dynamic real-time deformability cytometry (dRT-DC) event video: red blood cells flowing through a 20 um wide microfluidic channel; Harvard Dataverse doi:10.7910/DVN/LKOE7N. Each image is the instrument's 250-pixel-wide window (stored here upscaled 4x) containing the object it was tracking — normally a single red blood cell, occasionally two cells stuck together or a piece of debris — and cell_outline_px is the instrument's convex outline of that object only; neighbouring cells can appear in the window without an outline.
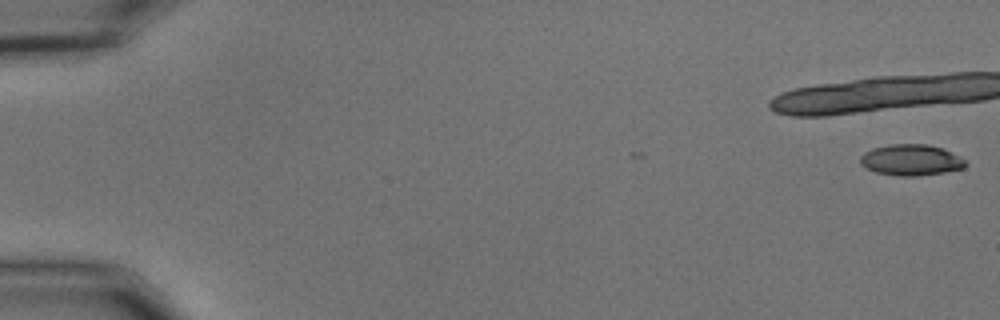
{"species": "common noctule bat (a hibernating species)", "species_latin": "Nyctalus noctula", "temperature_condition": "cold", "stored_images_in_passage": 21, "camera_frame_rate_fps": 3000, "um_per_image_px": 0.085, "animal": {"sex": "male", "body_mass_g": 15.6}, "frame": {"image": 1, "passage_image": 1, "time_ms": 0.0, "image_size_px": [1000, 320], "cell_outline_px": [[968, 164], [964, 168], [944, 172], [920, 176], [900, 176], [876, 172], [860, 164], [860, 156], [864, 152], [872, 148], [892, 144], [924, 144], [944, 148], [964, 160]], "centroid_in_image_um": [77.43, 13.6], "position_along_channel_um": 7.6, "area_um2": 19.02}}